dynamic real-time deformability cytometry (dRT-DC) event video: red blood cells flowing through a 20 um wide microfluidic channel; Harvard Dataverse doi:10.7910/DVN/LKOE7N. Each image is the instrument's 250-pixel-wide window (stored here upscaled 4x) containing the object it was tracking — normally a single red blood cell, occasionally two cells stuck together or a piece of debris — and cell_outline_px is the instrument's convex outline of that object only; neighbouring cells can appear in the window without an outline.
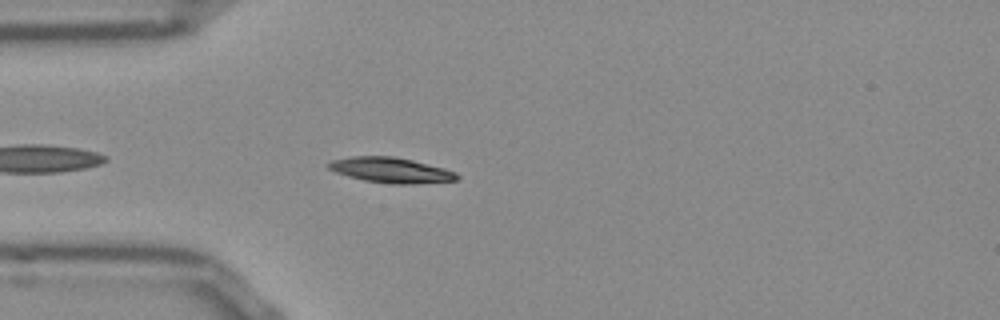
{"species": "Egyptian fruit bat (a non-hibernating species)", "species_latin": "Rousettus aegyptiacus", "temperature_condition": "room temperature", "stored_images_in_passage": 27, "camera_frame_rate_fps": 3000, "um_per_image_px": 0.085, "frame": {"image": 1, "passage_image": 4, "time_ms": 1.0, "image_size_px": [1000, 320], "cell_outline_px": [[460, 176], [456, 180], [412, 184], [392, 184], [364, 180], [348, 176], [336, 172], [328, 168], [324, 164], [332, 160], [348, 156], [396, 156], [444, 168], [456, 172]], "centroid_in_image_um": [33.19, 14.45], "position_along_channel_um": 51.8, "area_um2": 19.02}}
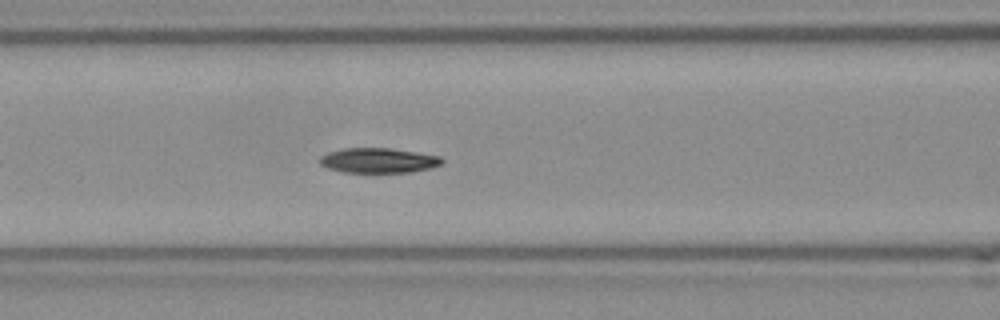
{"frame": {"image": 2, "passage_image": 11, "time_ms": 3.333, "image_size_px": [1000, 320], "cell_outline_px": [[444, 160], [440, 164], [432, 168], [408, 172], [340, 172], [328, 168], [320, 164], [320, 156], [328, 152], [344, 148], [388, 148], [440, 156]], "centroid_in_image_um": [32.14, 13.64], "position_along_channel_um": 134.5, "area_um2": 17.63}}
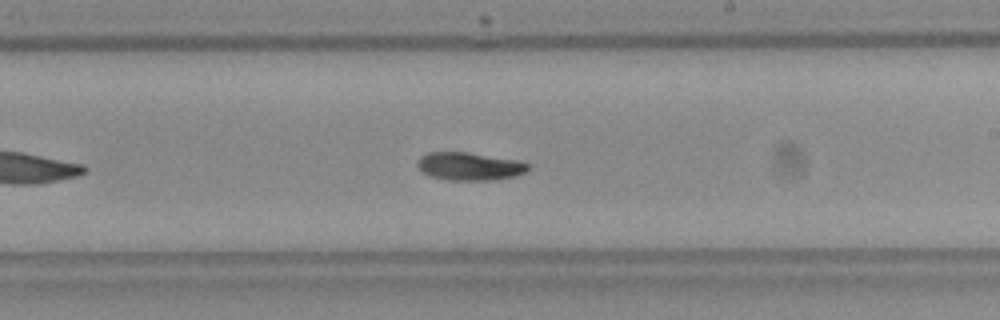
{"frame": {"image": 3, "passage_image": 20, "time_ms": 6.333, "image_size_px": [1000, 320], "cell_outline_px": [[532, 168], [528, 172], [516, 176], [496, 180], [448, 180], [432, 176], [424, 172], [416, 164], [420, 156], [428, 152], [468, 152], [516, 160], [532, 164]], "centroid_in_image_um": [39.99, 14.14], "position_along_channel_um": 249.0, "area_um2": 18.21}}